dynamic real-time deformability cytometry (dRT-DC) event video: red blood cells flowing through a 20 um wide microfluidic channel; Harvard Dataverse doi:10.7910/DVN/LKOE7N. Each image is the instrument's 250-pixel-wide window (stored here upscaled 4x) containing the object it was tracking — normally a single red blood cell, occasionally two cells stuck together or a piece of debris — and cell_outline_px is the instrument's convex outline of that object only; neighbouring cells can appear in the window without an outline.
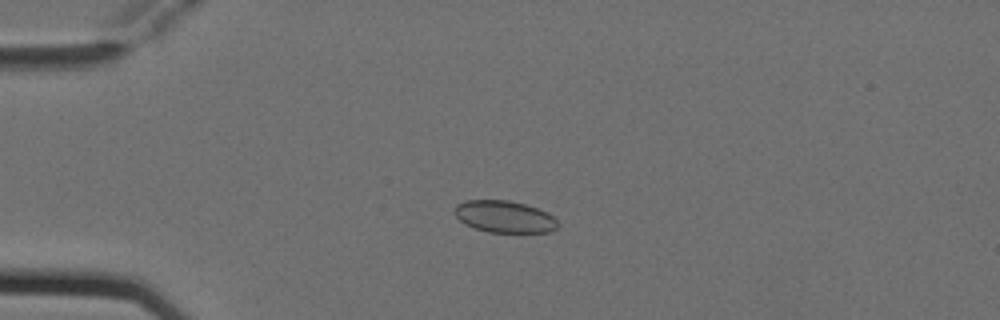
{"species": "Egyptian fruit bat (a non-hibernating species)", "species_latin": "Rousettus aegyptiacus", "temperature_condition": "cold", "stored_images_in_passage": 4, "camera_frame_rate_fps": 3000, "um_per_image_px": 0.085, "animal": {"sex": "female"}, "frame": {"image": 1, "passage_image": 3, "time_ms": 0.667, "image_size_px": [1000, 320], "cell_outline_px": [[560, 224], [556, 228], [548, 232], [488, 232], [464, 224], [456, 216], [456, 204], [464, 200], [508, 200], [524, 204], [548, 212]], "centroid_in_image_um": [42.88, 18.41], "position_along_channel_um": 42.1, "area_um2": 19.07}}